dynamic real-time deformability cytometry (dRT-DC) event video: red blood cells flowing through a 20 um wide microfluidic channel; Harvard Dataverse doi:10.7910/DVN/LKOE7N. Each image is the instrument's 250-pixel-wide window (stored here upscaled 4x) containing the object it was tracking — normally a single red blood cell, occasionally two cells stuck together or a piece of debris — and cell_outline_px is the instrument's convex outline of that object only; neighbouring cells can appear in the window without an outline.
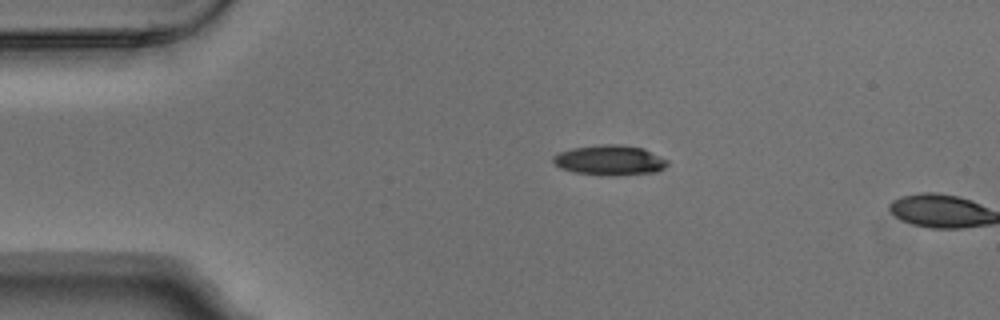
{"species": "Egyptian fruit bat (a non-hibernating species)", "species_latin": "Rousettus aegyptiacus", "temperature_condition": "warm", "stored_images_in_passage": 3, "camera_frame_rate_fps": 3000, "um_per_image_px": 0.085, "animal": {"sex": "male"}, "frame": {"image": 1, "passage_image": 2, "time_ms": 0.333, "image_size_px": [1000, 320], "cell_outline_px": [[668, 164], [664, 168], [656, 172], [576, 172], [560, 168], [552, 160], [552, 156], [560, 152], [572, 148], [600, 144], [620, 144], [644, 148], [668, 160]], "centroid_in_image_um": [51.82, 13.54], "position_along_channel_um": 33.2, "area_um2": 18.9}}